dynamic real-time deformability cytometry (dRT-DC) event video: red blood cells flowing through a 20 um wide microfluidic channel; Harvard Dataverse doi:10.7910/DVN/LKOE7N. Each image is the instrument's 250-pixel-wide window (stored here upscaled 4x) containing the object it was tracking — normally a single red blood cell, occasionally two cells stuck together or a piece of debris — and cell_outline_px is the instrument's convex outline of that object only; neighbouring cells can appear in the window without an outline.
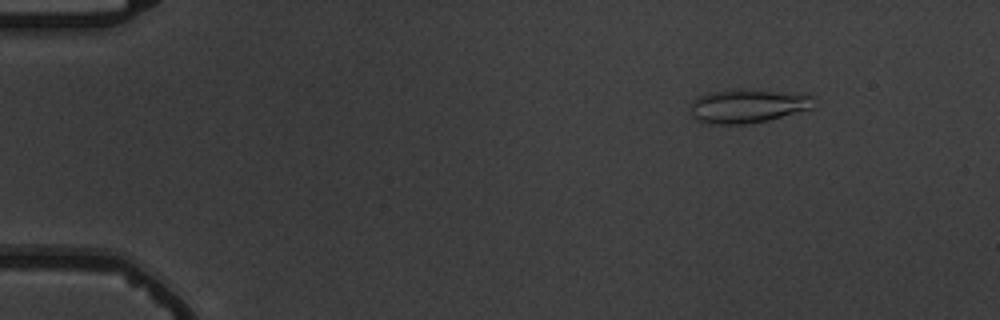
{"species": "common noctule bat (a hibernating species)", "species_latin": "Nyctalus noctula", "temperature_condition": "warm", "stored_images_in_passage": 5, "camera_frame_rate_fps": 3000, "um_per_image_px": 0.085, "animal": {"sex": "male", "body_mass_g": 19.5, "forearm_length_mm": 54.6}, "frame": {"image": 1, "passage_image": 2, "time_ms": 1.0, "image_size_px": [1000, 320], "cell_outline_px": [[812, 108], [768, 120], [744, 124], [712, 124], [696, 120], [692, 116], [692, 100], [696, 96], [708, 92], [736, 88], [752, 88], [812, 96]], "centroid_in_image_um": [63.47, 8.99], "position_along_channel_um": 21.5, "area_um2": 24.33}}
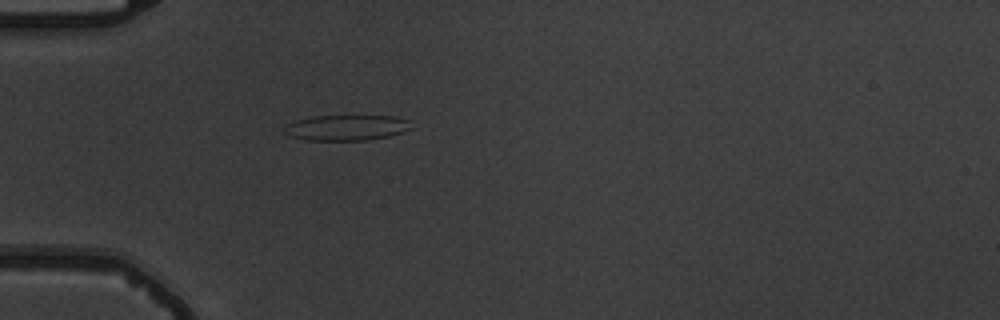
{"frame": {"image": 2, "passage_image": 5, "time_ms": 4.333, "image_size_px": [1000, 320], "cell_outline_px": [[412, 128], [388, 136], [364, 140], [304, 140], [288, 136], [284, 132], [288, 124], [296, 120], [316, 116], [396, 116], [408, 120]], "centroid_in_image_um": [29.43, 10.85], "position_along_channel_um": 55.6, "area_um2": 18.67}}